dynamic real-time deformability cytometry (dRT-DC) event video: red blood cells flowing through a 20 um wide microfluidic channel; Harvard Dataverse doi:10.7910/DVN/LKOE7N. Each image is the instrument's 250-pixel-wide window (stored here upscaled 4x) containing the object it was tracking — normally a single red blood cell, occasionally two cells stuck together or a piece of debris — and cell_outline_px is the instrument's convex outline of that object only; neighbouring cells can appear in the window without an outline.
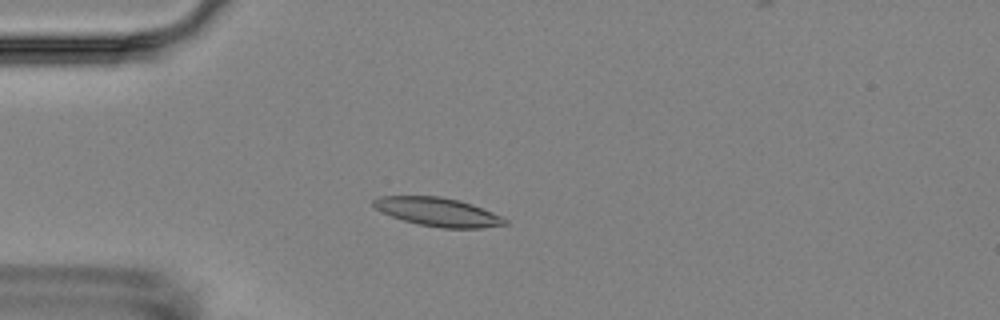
{"species": "Egyptian fruit bat (a non-hibernating species)", "species_latin": "Rousettus aegyptiacus", "temperature_condition": "room temperature", "stored_images_in_passage": 5, "camera_frame_rate_fps": 3000, "um_per_image_px": 0.085, "animal": {"sex": "female"}, "frame": {"image": 1, "passage_image": 4, "time_ms": 3.667, "image_size_px": [1000, 320], "cell_outline_px": [[508, 224], [484, 228], [440, 228], [416, 224], [380, 212], [372, 204], [372, 200], [376, 196], [440, 196], [460, 200], [472, 204], [492, 212], [508, 220]], "centroid_in_image_um": [37.2, 18.01], "position_along_channel_um": 47.8, "area_um2": 22.08}}